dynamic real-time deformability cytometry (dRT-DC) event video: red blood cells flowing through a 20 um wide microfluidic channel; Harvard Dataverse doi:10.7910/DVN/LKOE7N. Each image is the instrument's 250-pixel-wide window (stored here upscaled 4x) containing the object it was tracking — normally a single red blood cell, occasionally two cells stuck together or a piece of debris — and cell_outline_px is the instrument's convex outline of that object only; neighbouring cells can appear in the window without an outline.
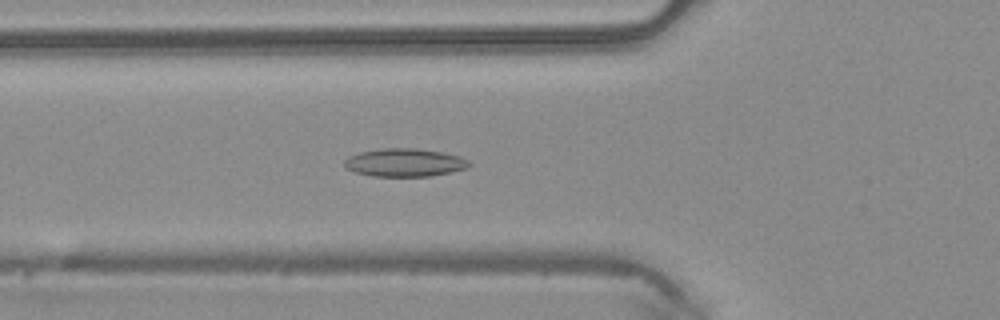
{"species": "common noctule bat (a hibernating species)", "species_latin": "Nyctalus noctula", "temperature_condition": "warm", "stored_images_in_passage": 49, "camera_frame_rate_fps": 3000, "um_per_image_px": 0.085, "animal": {"sex": "male", "body_mass_g": 20.4}, "frame": {"image": 1, "passage_image": 17, "time_ms": 5.333, "image_size_px": [1000, 320], "cell_outline_px": [[472, 164], [468, 168], [432, 176], [372, 176], [356, 172], [348, 168], [344, 164], [344, 160], [348, 156], [360, 152], [384, 148], [416, 148], [440, 152], [460, 156], [468, 160]], "centroid_in_image_um": [34.42, 13.82], "position_along_channel_um": 91.4, "area_um2": 20.35}}
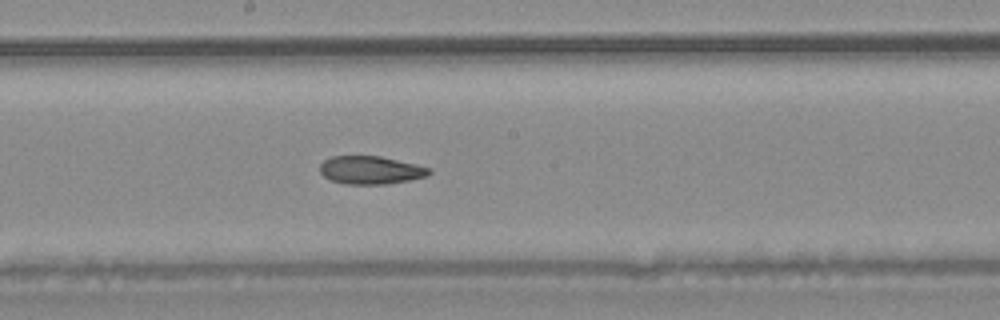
{"frame": {"image": 2, "passage_image": 26, "time_ms": 8.333, "image_size_px": [1000, 320], "cell_outline_px": [[432, 172], [428, 176], [388, 184], [344, 184], [332, 180], [324, 176], [320, 172], [320, 164], [324, 160], [332, 156], [380, 156], [416, 164], [432, 168]], "centroid_in_image_um": [31.53, 14.46], "position_along_channel_um": 216.7, "area_um2": 17.92}}
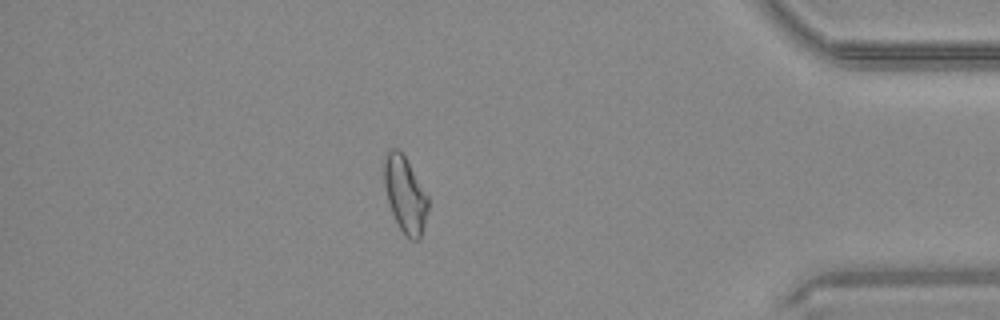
{"frame": {"image": 3, "passage_image": 42, "time_ms": 13.667, "image_size_px": [1000, 320], "cell_outline_px": [[428, 212], [420, 240], [412, 240], [400, 228], [392, 212], [388, 200], [384, 184], [384, 164], [388, 152], [392, 148], [396, 148], [404, 156], [428, 196]], "centroid_in_image_um": [34.45, 16.57], "position_along_channel_um": 400.7, "area_um2": 18.96}, "authors_computed_cell_mechanics": {"area_um2": 19.4208, "velocity_mm_per_s": 4.1598, "shape_relaxation_time_tau1_ms": null, "shape_relaxation_time_tau2_ms": 3.4781, "deformation_change_tau1": null, "deformation_change_tau2": 0.093}}